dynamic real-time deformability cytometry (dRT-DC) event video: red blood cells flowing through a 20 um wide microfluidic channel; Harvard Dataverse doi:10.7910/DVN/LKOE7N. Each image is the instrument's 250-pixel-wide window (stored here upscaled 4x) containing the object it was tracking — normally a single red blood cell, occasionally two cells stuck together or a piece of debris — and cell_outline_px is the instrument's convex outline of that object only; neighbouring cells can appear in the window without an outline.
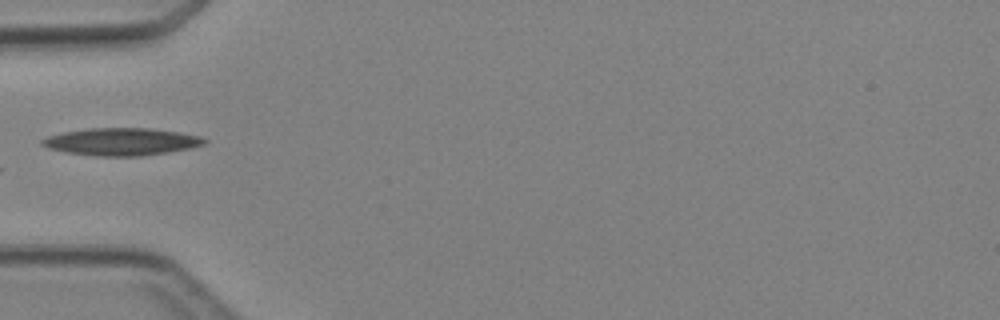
{"species": "Egyptian fruit bat (a non-hibernating species)", "species_latin": "Rousettus aegyptiacus", "temperature_condition": "cold", "stored_images_in_passage": 4, "camera_frame_rate_fps": 3000, "um_per_image_px": 0.085, "animal": {"sex": "female"}, "frame": {"image": 1, "passage_image": 4, "time_ms": 4.333, "image_size_px": [1000, 320], "cell_outline_px": [[208, 140], [204, 144], [188, 148], [168, 152], [140, 156], [96, 156], [68, 152], [48, 148], [40, 144], [40, 140], [48, 136], [64, 132], [88, 128], [152, 128], [180, 132], [200, 136]], "centroid_in_image_um": [10.32, 12.04], "position_along_channel_um": 74.7, "area_um2": 25.84}}